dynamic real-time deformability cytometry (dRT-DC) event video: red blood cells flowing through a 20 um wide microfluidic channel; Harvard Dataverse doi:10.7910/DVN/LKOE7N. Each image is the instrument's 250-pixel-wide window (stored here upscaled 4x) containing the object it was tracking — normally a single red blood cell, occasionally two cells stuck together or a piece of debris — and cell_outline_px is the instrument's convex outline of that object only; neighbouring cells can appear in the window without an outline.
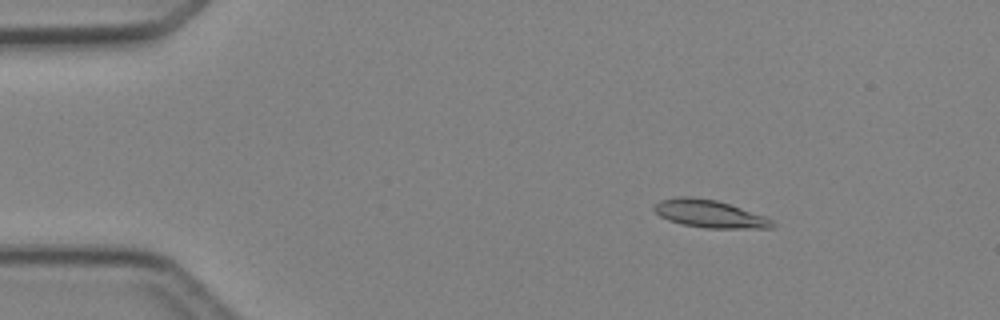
{"species": "Egyptian fruit bat (a non-hibernating species)", "species_latin": "Rousettus aegyptiacus", "temperature_condition": "cold", "stored_images_in_passage": 4, "camera_frame_rate_fps": 3000, "um_per_image_px": 0.085, "animal": {"sex": "female"}, "frame": {"image": 1, "passage_image": 2, "time_ms": 2.0, "image_size_px": [1000, 320], "cell_outline_px": [[776, 224], [772, 228], [704, 228], [684, 224], [668, 220], [660, 216], [652, 208], [652, 204], [660, 200], [676, 196], [692, 196], [716, 200], [764, 216], [772, 220]], "centroid_in_image_um": [60.25, 18.16], "position_along_channel_um": 24.7, "area_um2": 19.02}}